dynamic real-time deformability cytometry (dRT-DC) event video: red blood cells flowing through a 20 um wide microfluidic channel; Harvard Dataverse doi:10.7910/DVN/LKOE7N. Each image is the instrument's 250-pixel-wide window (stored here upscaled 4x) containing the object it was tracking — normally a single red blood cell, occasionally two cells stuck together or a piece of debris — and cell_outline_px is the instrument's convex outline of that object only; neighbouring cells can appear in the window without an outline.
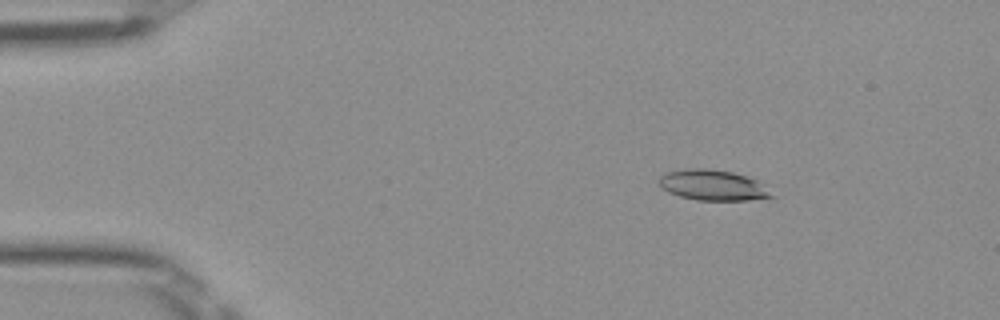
{"species": "Egyptian fruit bat (a non-hibernating species)", "species_latin": "Rousettus aegyptiacus", "temperature_condition": "room temperature", "stored_images_in_passage": 44, "camera_frame_rate_fps": 3000, "um_per_image_px": 0.085, "frame": {"image": 1, "passage_image": 8, "time_ms": 2.333, "image_size_px": [1000, 320], "cell_outline_px": [[776, 196], [748, 200], [696, 200], [680, 196], [668, 192], [660, 188], [660, 176], [668, 172], [688, 168], [708, 168], [732, 172], [756, 180]], "centroid_in_image_um": [60.56, 15.74], "position_along_channel_um": 24.4, "area_um2": 19.83}}
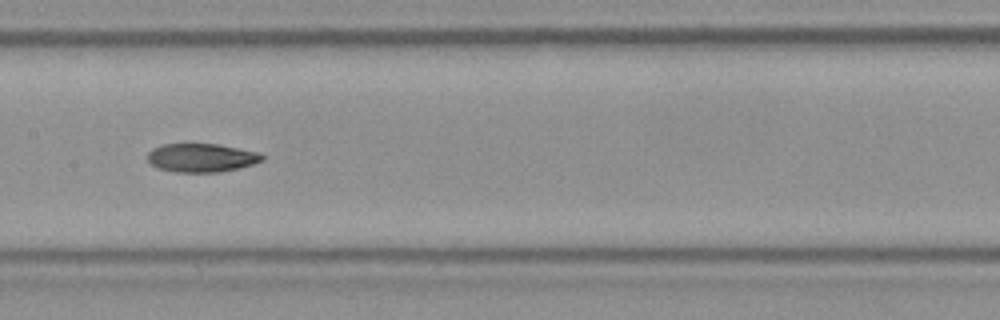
{"frame": {"image": 2, "passage_image": 26, "time_ms": 8.333, "image_size_px": [1000, 320], "cell_outline_px": [[264, 160], [240, 168], [220, 172], [176, 172], [156, 168], [148, 160], [148, 152], [152, 148], [164, 144], [216, 144], [260, 152], [264, 156]], "centroid_in_image_um": [17.13, 13.41], "position_along_channel_um": 190.3, "area_um2": 19.13}}
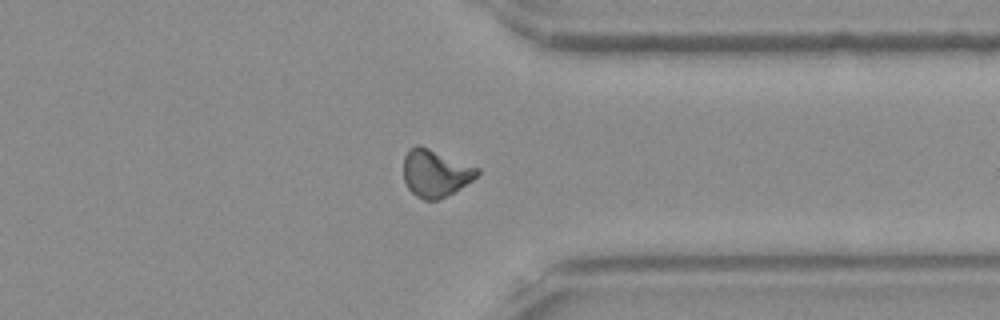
{"frame": {"image": 3, "passage_image": 40, "time_ms": 13.0, "image_size_px": [1000, 320], "cell_outline_px": [[480, 172], [472, 180], [452, 192], [436, 200], [424, 200], [416, 196], [408, 188], [404, 180], [404, 156], [416, 144], [420, 144], [480, 168]], "centroid_in_image_um": [37.0, 14.7], "position_along_channel_um": 374.4, "area_um2": 20.11}, "authors_computed_cell_mechanics": {"area_um2": 19.8543, "velocity_mm_per_s": 4.0043, "shape_relaxation_time_tau1_ms": null, "shape_relaxation_time_tau2_ms": 3.4832, "deformation_change_tau1": null, "deformation_change_tau2": 0.0991}}